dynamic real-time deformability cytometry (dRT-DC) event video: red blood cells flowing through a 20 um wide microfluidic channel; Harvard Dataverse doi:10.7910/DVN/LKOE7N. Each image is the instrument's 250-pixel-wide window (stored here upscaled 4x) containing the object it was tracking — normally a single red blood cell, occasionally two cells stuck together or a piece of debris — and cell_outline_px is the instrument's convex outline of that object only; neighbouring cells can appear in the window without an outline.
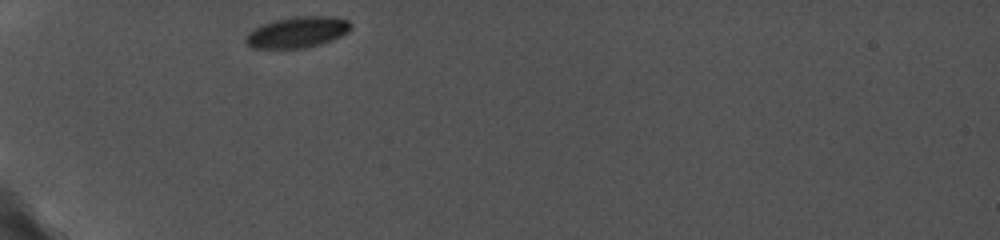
{"species": "common noctule bat (a hibernating species)", "species_latin": "Nyctalus noctula", "temperature_condition": "cold", "stored_images_in_passage": 52, "camera_frame_rate_fps": 5000, "um_per_image_px": 0.085, "animal": {"sex": "female", "body_mass_g": 19.0, "forearm_length_mm": 56.7}, "frame": {"image": 1, "passage_image": 1, "time_ms": 0.0, "image_size_px": [1000, 240], "cell_outline_px": [[352, 28], [348, 32], [332, 40], [320, 44], [304, 48], [252, 48], [244, 40], [244, 36], [248, 32], [260, 24], [272, 20], [296, 16], [332, 16], [348, 20], [352, 24]], "centroid_in_image_um": [25.26, 2.72], "position_along_channel_um": 59.7, "area_um2": 19.25}}
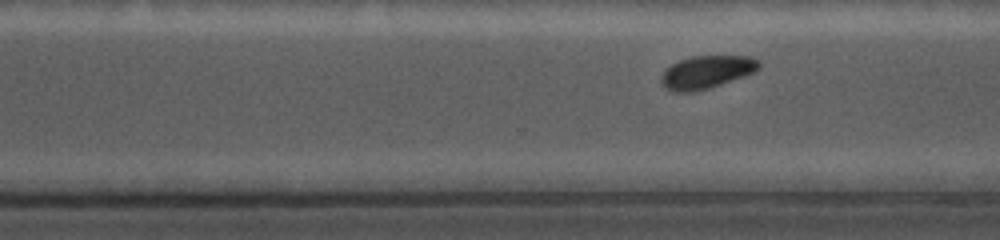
{"frame": {"image": 2, "passage_image": 39, "time_ms": 7.2, "image_size_px": [1000, 240], "cell_outline_px": [[760, 68], [752, 72], [708, 88], [692, 92], [676, 92], [668, 88], [660, 80], [660, 76], [672, 64], [680, 60], [692, 56], [748, 56], [760, 60]], "centroid_in_image_um": [60.06, 6.11], "position_along_channel_um": 310.5, "area_um2": 18.21}}
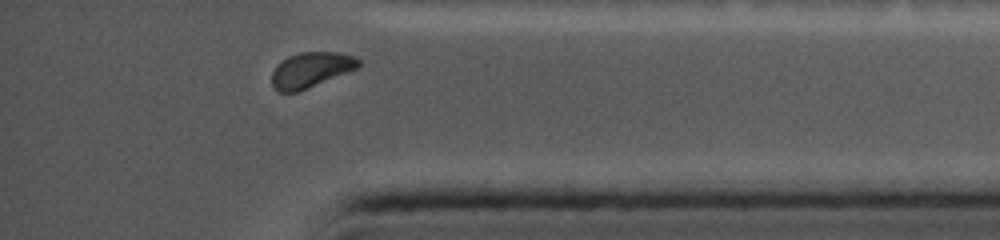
{"frame": {"image": 3, "passage_image": 49, "time_ms": 9.8, "image_size_px": [1000, 240], "cell_outline_px": [[360, 64], [356, 68], [296, 92], [276, 92], [272, 84], [272, 72], [276, 64], [288, 56], [300, 52], [336, 52], [352, 56], [360, 60]], "centroid_in_image_um": [26.35, 5.93], "position_along_channel_um": 408.8, "area_um2": 17.46}}